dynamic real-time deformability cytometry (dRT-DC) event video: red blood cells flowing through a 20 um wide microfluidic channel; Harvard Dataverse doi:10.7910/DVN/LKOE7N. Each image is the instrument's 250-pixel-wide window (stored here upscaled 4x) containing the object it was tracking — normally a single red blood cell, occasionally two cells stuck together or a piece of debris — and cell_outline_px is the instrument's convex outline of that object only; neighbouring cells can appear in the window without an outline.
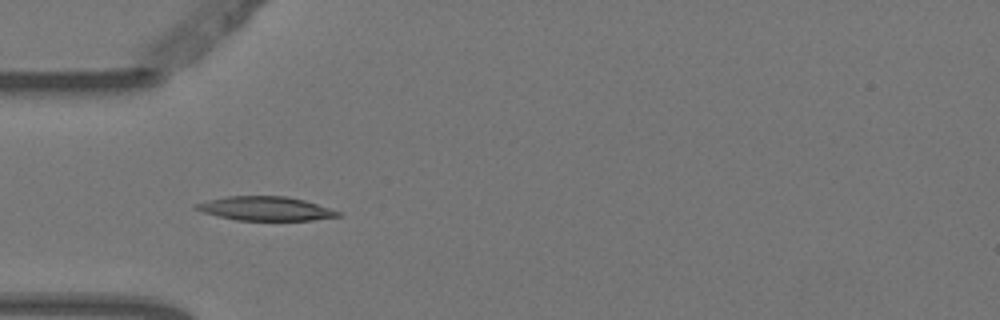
{"species": "Egyptian fruit bat (a non-hibernating species)", "species_latin": "Rousettus aegyptiacus", "temperature_condition": "warm", "stored_images_in_passage": 5, "camera_frame_rate_fps": 3000, "um_per_image_px": 0.085, "animal": {"sex": "female"}, "frame": {"image": 1, "passage_image": 4, "time_ms": 1.0, "image_size_px": [1000, 320], "cell_outline_px": [[340, 216], [312, 220], [236, 220], [204, 212], [192, 208], [196, 204], [208, 200], [228, 196], [284, 196], [304, 200], [340, 212]], "centroid_in_image_um": [22.55, 17.73], "position_along_channel_um": 62.5, "area_um2": 19.48}}
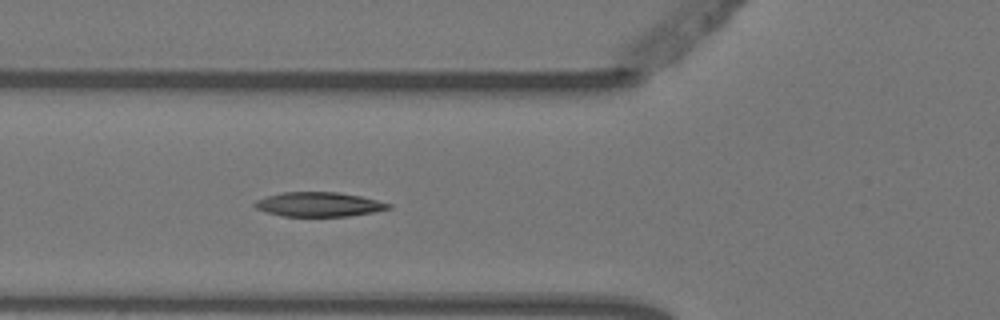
{"frame": {"image": 2, "passage_image": 5, "time_ms": 1.333, "image_size_px": [1000, 320], "cell_outline_px": [[392, 208], [376, 212], [348, 216], [280, 216], [256, 208], [252, 204], [256, 200], [268, 196], [284, 192], [336, 192], [360, 196], [392, 204]], "centroid_in_image_um": [27.13, 17.38], "position_along_channel_um": 98.7, "area_um2": 18.96}}